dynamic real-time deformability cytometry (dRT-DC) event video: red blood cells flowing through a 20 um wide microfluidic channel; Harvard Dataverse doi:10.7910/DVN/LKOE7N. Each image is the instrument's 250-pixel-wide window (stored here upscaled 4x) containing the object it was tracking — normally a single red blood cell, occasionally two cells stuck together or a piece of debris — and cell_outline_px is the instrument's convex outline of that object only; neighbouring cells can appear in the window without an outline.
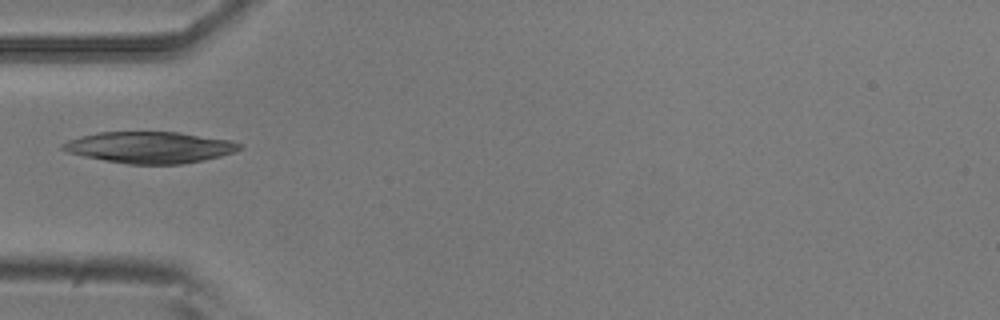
{"species": "common noctule bat (a hibernating species)", "species_latin": "Nyctalus noctula", "temperature_condition": "room temperature", "stored_images_in_passage": 37, "camera_frame_rate_fps": 3000, "um_per_image_px": 0.085, "animal": {"sex": "male", "body_mass_g": 20.5, "forearm_length_mm": 52.5}, "frame": {"image": 1, "passage_image": 1, "time_ms": 0.0, "image_size_px": [1000, 320], "cell_outline_px": [[244, 148], [236, 152], [204, 160], [184, 164], [128, 164], [104, 160], [84, 156], [68, 152], [60, 148], [60, 144], [68, 140], [80, 136], [100, 132], [180, 132], [232, 140], [240, 144]], "centroid_in_image_um": [12.77, 12.52], "position_along_channel_um": 72.2, "area_um2": 32.54}}
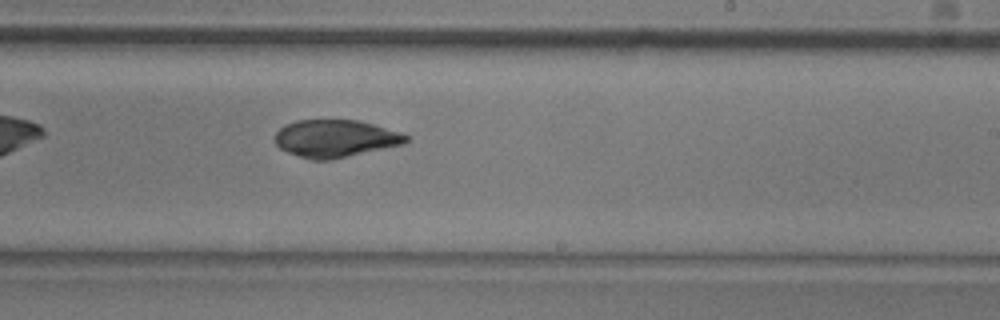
{"frame": {"image": 2, "passage_image": 16, "time_ms": 5.0, "image_size_px": [1000, 320], "cell_outline_px": [[412, 140], [404, 144], [332, 160], [312, 160], [288, 152], [280, 148], [276, 144], [276, 132], [280, 128], [296, 120], [360, 120], [400, 132], [408, 136]], "centroid_in_image_um": [28.55, 11.77], "position_along_channel_um": 260.5, "area_um2": 28.61}}
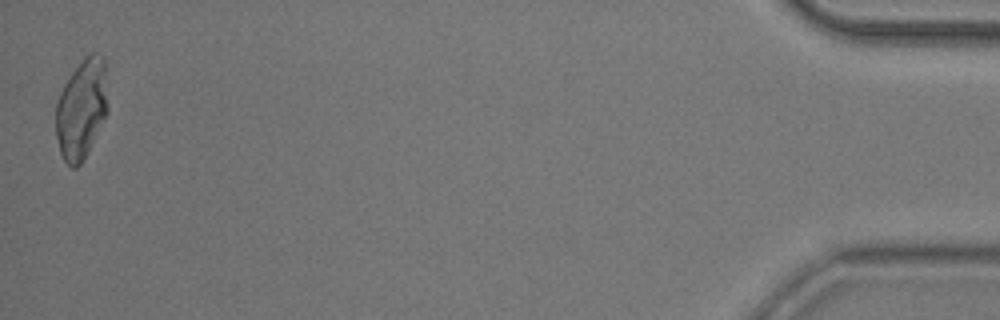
{"frame": {"image": 3, "passage_image": 37, "time_ms": 12.0, "image_size_px": [1000, 320], "cell_outline_px": [[108, 112], [88, 152], [80, 164], [76, 168], [72, 168], [64, 160], [60, 152], [56, 136], [56, 104], [60, 92], [64, 84], [72, 72], [92, 52], [96, 52], [104, 60]], "centroid_in_image_um": [6.92, 9.31], "position_along_channel_um": 428.3, "area_um2": 29.94}}